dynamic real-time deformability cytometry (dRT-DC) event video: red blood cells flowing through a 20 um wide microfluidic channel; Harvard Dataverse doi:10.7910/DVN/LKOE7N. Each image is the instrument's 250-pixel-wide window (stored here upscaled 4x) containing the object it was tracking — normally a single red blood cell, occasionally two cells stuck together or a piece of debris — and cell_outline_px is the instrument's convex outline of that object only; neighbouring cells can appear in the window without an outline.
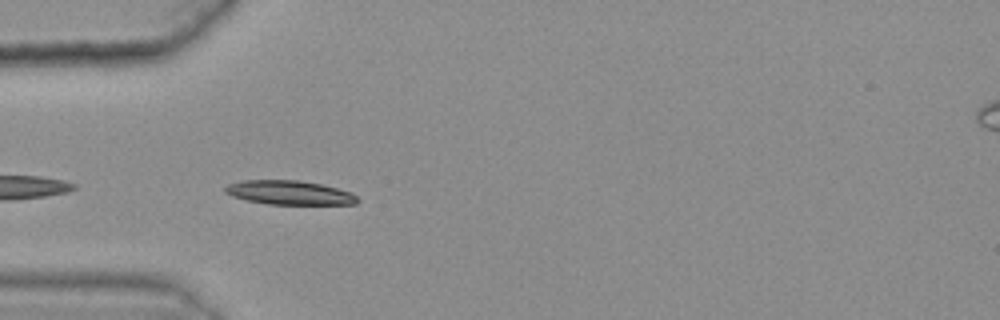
{"species": "common noctule bat (a hibernating species)", "species_latin": "Nyctalus noctula", "temperature_condition": "warm", "stored_images_in_passage": 5, "camera_frame_rate_fps": 3000, "um_per_image_px": 0.085, "animal": {"sex": "female", "body_mass_g": 25.1}, "frame": {"image": 1, "passage_image": 2, "time_ms": 0.333, "image_size_px": [1000, 320], "cell_outline_px": [[360, 200], [356, 204], [268, 204], [248, 200], [232, 196], [224, 192], [224, 188], [228, 184], [240, 180], [300, 180], [320, 184], [352, 192]], "centroid_in_image_um": [24.59, 16.37], "position_along_channel_um": 60.4, "area_um2": 18.55}}